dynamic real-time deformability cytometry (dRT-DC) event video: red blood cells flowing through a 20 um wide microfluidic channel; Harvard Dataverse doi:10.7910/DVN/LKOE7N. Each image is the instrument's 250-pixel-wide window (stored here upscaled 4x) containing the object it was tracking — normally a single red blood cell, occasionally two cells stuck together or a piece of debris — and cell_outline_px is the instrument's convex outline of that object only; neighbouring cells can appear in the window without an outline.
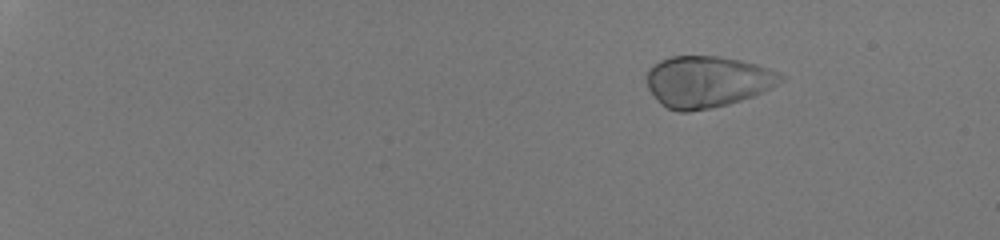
{"species": "human", "species_latin": "Homo sapiens", "temperature_condition": "room temperature", "stored_images_in_passage": 46, "camera_frame_rate_fps": 3000, "um_per_image_px": 0.085, "donor": {"sex": "male"}, "frame": {"image": 1, "passage_image": 1, "time_ms": 0.0, "image_size_px": [1000, 240], "cell_outline_px": [[788, 76], [784, 80], [752, 96], [728, 104], [688, 112], [680, 112], [668, 108], [660, 104], [648, 88], [648, 72], [652, 64], [660, 60], [672, 56], [720, 56], [740, 60], [756, 64], [768, 68]], "centroid_in_image_um": [60.11, 6.93], "position_along_channel_um": 24.9, "area_um2": 39.94}}
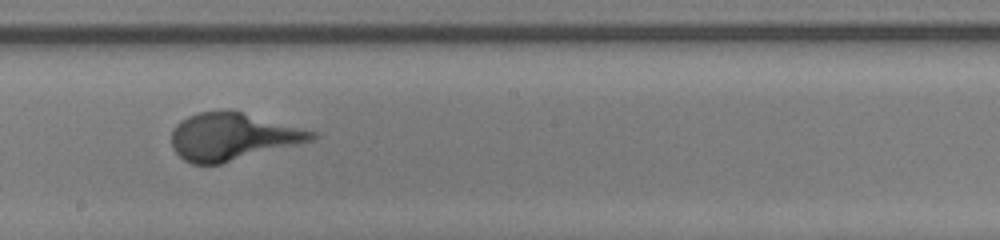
{"frame": {"image": 2, "passage_image": 28, "time_ms": 9.0, "image_size_px": [1000, 240], "cell_outline_px": [[320, 136], [312, 140], [220, 164], [192, 164], [184, 160], [172, 148], [172, 128], [180, 120], [188, 116], [200, 112], [240, 112], [316, 132]], "centroid_in_image_um": [19.71, 11.64], "position_along_channel_um": 228.5, "area_um2": 37.8}}
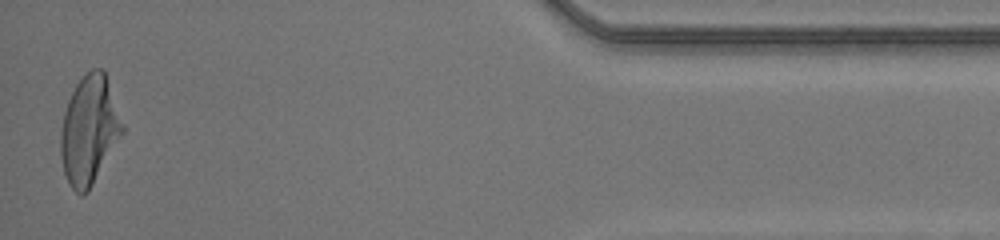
{"frame": {"image": 3, "passage_image": 46, "time_ms": 15.0, "image_size_px": [1000, 240], "cell_outline_px": [[124, 132], [88, 192], [84, 196], [80, 196], [72, 188], [64, 172], [60, 156], [60, 132], [64, 112], [68, 100], [76, 84], [92, 68], [104, 68], [124, 124]], "centroid_in_image_um": [7.59, 11.06], "position_along_channel_um": 427.6, "area_um2": 39.19}}